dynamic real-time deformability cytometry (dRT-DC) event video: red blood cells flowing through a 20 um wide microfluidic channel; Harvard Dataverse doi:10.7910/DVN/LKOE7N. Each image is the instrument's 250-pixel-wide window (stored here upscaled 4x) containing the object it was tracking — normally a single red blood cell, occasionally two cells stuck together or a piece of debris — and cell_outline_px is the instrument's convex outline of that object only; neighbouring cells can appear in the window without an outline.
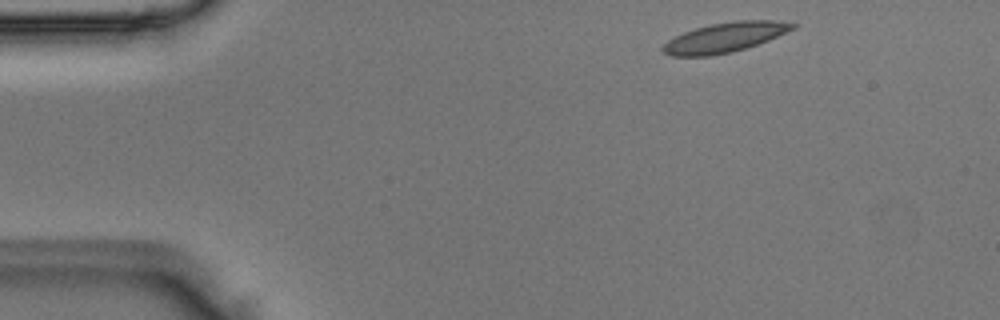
{"species": "Egyptian fruit bat (a non-hibernating species)", "species_latin": "Rousettus aegyptiacus", "temperature_condition": "room temperature", "stored_images_in_passage": 45, "camera_frame_rate_fps": 3000, "um_per_image_px": 0.085, "animal": {"sex": "male"}, "frame": {"image": 1, "passage_image": 2, "time_ms": 0.333, "image_size_px": [1000, 320], "cell_outline_px": [[800, 24], [796, 28], [768, 40], [732, 52], [712, 56], [668, 56], [660, 48], [668, 40], [684, 32], [696, 28], [712, 24], [736, 20], [776, 20]], "centroid_in_image_um": [61.63, 3.18], "position_along_channel_um": 23.4, "area_um2": 22.48}}
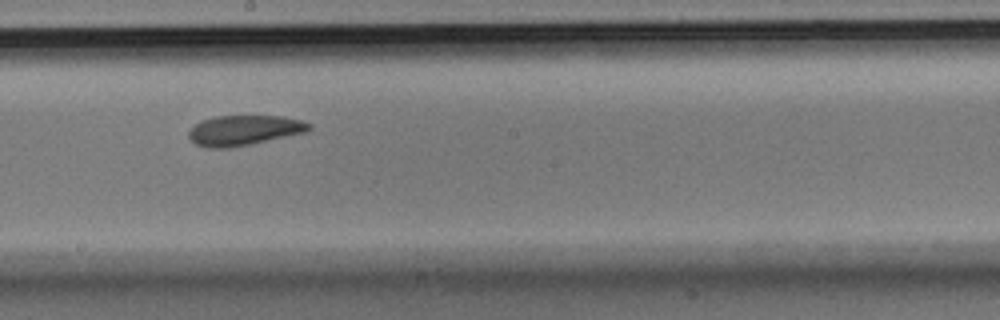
{"frame": {"image": 2, "passage_image": 23, "time_ms": 7.333, "image_size_px": [1000, 320], "cell_outline_px": [[312, 128], [308, 132], [232, 148], [204, 148], [196, 144], [188, 136], [188, 132], [200, 120], [216, 116], [284, 116], [304, 120], [312, 124]], "centroid_in_image_um": [20.79, 11.08], "position_along_channel_um": 227.4, "area_um2": 21.44}}
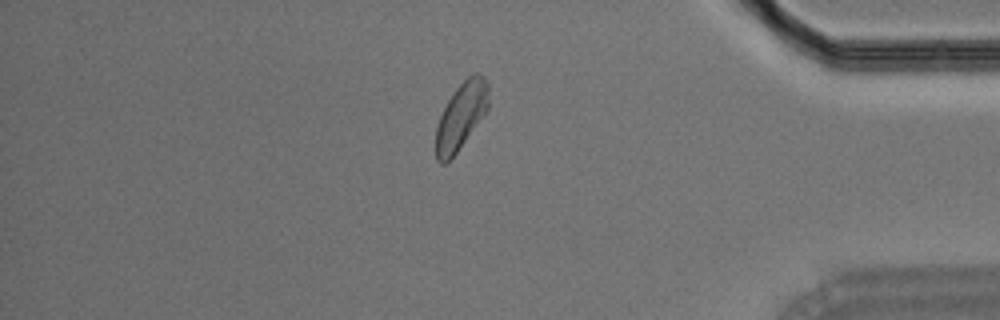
{"frame": {"image": 3, "passage_image": 38, "time_ms": 12.333, "image_size_px": [1000, 320], "cell_outline_px": [[488, 112], [456, 152], [444, 164], [440, 164], [436, 160], [436, 124], [448, 100], [456, 88], [468, 76], [476, 72], [480, 72], [484, 76], [488, 84]], "centroid_in_image_um": [39.21, 9.84], "position_along_channel_um": 396.0, "area_um2": 20.58}}